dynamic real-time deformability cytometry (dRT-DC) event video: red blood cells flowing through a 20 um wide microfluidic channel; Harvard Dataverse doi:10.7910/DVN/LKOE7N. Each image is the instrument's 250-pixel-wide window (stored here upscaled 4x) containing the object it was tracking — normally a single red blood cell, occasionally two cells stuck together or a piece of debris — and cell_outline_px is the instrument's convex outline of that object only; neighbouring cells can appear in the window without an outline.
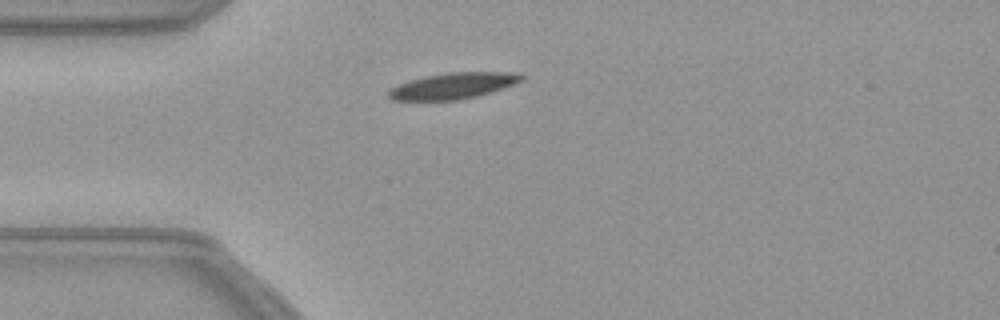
{"species": "common noctule bat (a hibernating species)", "species_latin": "Nyctalus noctula", "temperature_condition": "warm", "stored_images_in_passage": 42, "camera_frame_rate_fps": 3000, "um_per_image_px": 0.085, "animal": {"sex": "female", "body_mass_g": 21.9}, "frame": {"image": 1, "passage_image": 1, "time_ms": 0.0, "image_size_px": [1000, 320], "cell_outline_px": [[524, 80], [476, 96], [456, 100], [392, 100], [388, 96], [388, 92], [392, 88], [400, 84], [412, 80], [428, 76], [448, 72], [504, 72], [524, 76]], "centroid_in_image_um": [38.48, 7.3], "position_along_channel_um": 46.5, "area_um2": 19.54}}
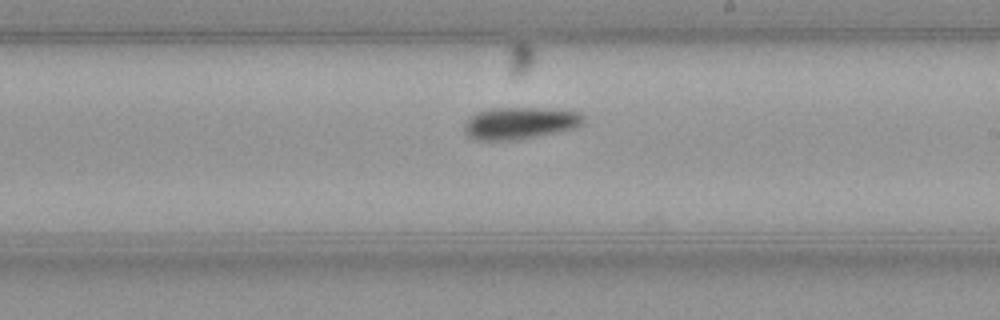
{"frame": {"image": 2, "passage_image": 18, "time_ms": 5.667, "image_size_px": [1000, 320], "cell_outline_px": [[584, 124], [580, 128], [516, 140], [476, 140], [468, 136], [464, 132], [464, 124], [468, 116], [476, 112], [492, 108], [552, 108], [580, 112], [584, 116]], "centroid_in_image_um": [44.23, 10.46], "position_along_channel_um": 244.8, "area_um2": 22.77}}
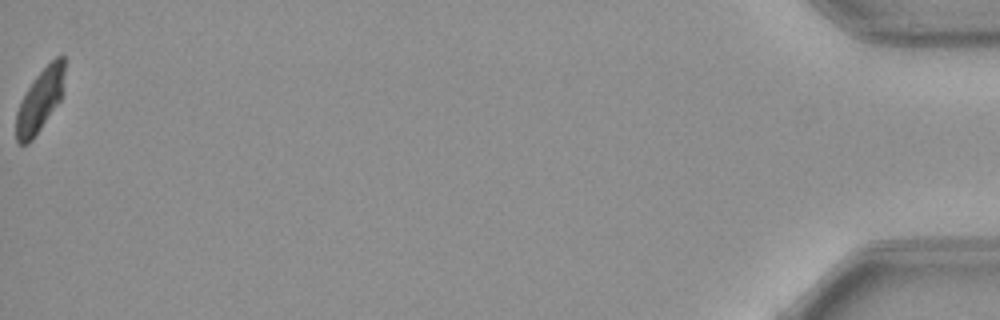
{"frame": {"image": 3, "passage_image": 42, "time_ms": 13.667, "image_size_px": [1000, 320], "cell_outline_px": [[64, 72], [60, 100], [32, 140], [28, 144], [20, 144], [16, 140], [16, 112], [20, 100], [36, 76], [56, 56], [64, 56]], "centroid_in_image_um": [3.36, 8.55], "position_along_channel_um": 431.8, "area_um2": 17.28}}